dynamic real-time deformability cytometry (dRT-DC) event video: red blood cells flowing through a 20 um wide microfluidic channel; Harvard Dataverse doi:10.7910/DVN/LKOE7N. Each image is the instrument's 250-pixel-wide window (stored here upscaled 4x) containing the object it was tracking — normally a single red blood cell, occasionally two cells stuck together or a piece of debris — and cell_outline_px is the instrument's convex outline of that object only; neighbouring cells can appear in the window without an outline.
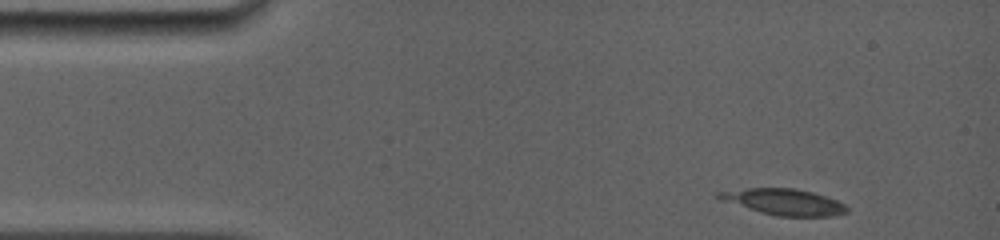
{"species": "common noctule bat (a hibernating species)", "species_latin": "Nyctalus noctula", "temperature_condition": "room temperature", "stored_images_in_passage": 11, "camera_frame_rate_fps": 5000, "um_per_image_px": 0.085, "animal": {"sex": "female", "body_mass_g": 19.0, "forearm_length_mm": 56.7}, "frame": {"image": 1, "passage_image": 1, "time_ms": 0.0, "image_size_px": [1000, 240], "cell_outline_px": [[848, 212], [832, 216], [776, 216], [760, 212], [720, 200], [716, 196], [716, 192], [748, 188], [796, 188], [812, 192], [836, 200], [844, 204], [848, 208]], "centroid_in_image_um": [66.62, 17.16], "position_along_channel_um": 18.4, "area_um2": 19.42}}
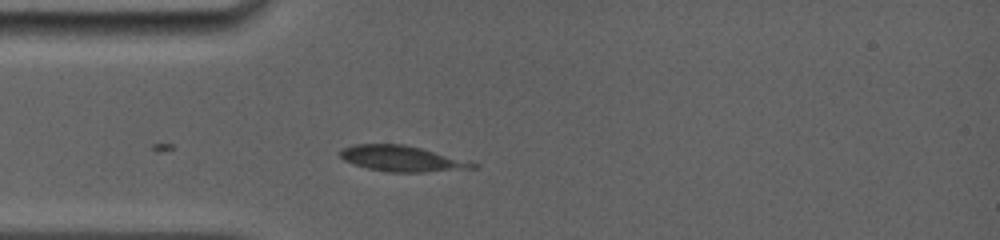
{"frame": {"image": 2, "passage_image": 10, "time_ms": 2.8, "image_size_px": [1000, 240], "cell_outline_px": [[480, 164], [476, 168], [424, 172], [388, 172], [368, 168], [352, 164], [344, 160], [340, 156], [340, 148], [356, 144], [404, 144], [472, 160]], "centroid_in_image_um": [34.23, 13.48], "position_along_channel_um": 50.8, "area_um2": 20.23}}